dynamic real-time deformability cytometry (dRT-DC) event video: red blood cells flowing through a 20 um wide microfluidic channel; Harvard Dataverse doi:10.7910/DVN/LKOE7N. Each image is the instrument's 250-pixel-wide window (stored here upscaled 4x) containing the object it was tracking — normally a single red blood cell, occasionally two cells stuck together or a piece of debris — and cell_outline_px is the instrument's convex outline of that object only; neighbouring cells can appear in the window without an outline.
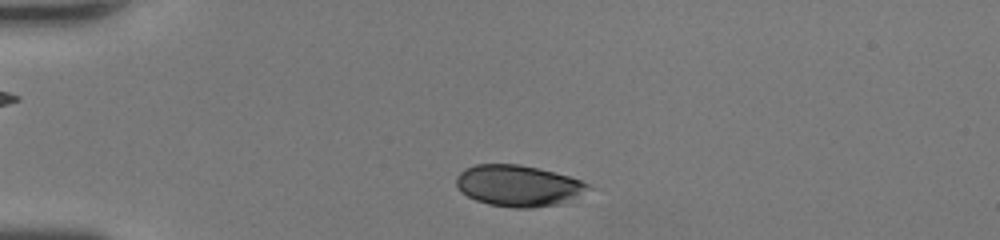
{"species": "human", "species_latin": "Homo sapiens", "temperature_condition": "room temperature", "stored_images_in_passage": 32, "camera_frame_rate_fps": 3000, "um_per_image_px": 0.085, "donor": {"sex": "female"}, "frame": {"image": 1, "passage_image": 3, "time_ms": 0.667, "image_size_px": [1000, 240], "cell_outline_px": [[596, 188], [560, 204], [532, 208], [512, 208], [488, 204], [476, 200], [460, 192], [456, 184], [456, 176], [464, 168], [476, 164], [520, 164], [568, 176], [580, 180]], "centroid_in_image_um": [44.05, 15.79], "position_along_channel_um": 40.9, "area_um2": 31.91}}
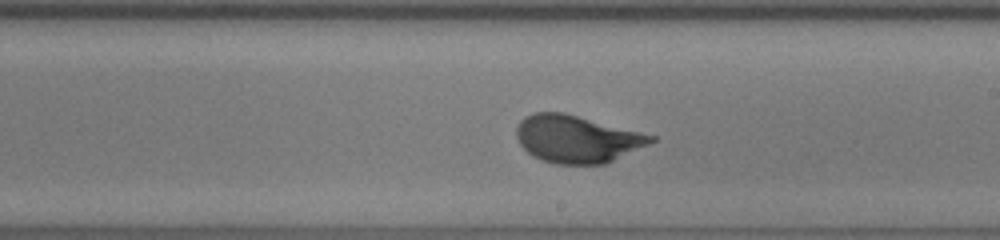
{"frame": {"image": 2, "passage_image": 20, "time_ms": 6.333, "image_size_px": [1000, 240], "cell_outline_px": [[656, 140], [648, 144], [604, 164], [556, 164], [532, 156], [520, 144], [516, 136], [516, 128], [520, 120], [524, 116], [532, 112], [564, 112], [656, 136]], "centroid_in_image_um": [49.0, 11.8], "position_along_channel_um": 240.0, "area_um2": 36.93}}
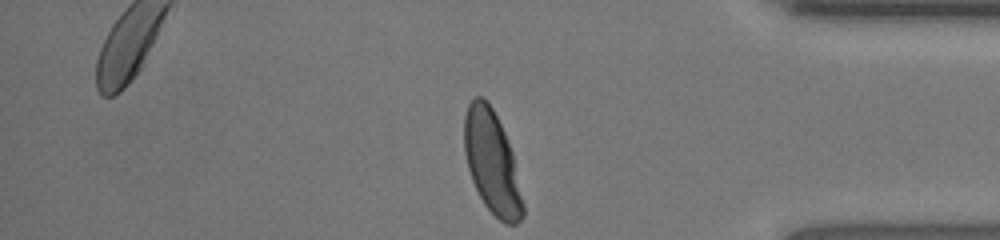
{"frame": {"image": 3, "passage_image": 32, "time_ms": 10.333, "image_size_px": [1000, 240], "cell_outline_px": [[524, 216], [516, 224], [504, 224], [484, 204], [472, 180], [468, 168], [464, 152], [464, 116], [468, 104], [476, 96], [480, 96], [492, 108], [504, 132], [512, 152], [524, 204]], "centroid_in_image_um": [41.81, 13.83], "position_along_channel_um": 393.4, "area_um2": 34.74}, "authors_computed_cell_mechanics": {"area_um2": 36.2695, "velocity_mm_per_s": 4.3075, "shape_relaxation_time_tau1_ms": 2.441, "shape_relaxation_time_tau2_ms": null, "deformation_change_tau1": 0.1686, "deformation_change_tau2": null}}